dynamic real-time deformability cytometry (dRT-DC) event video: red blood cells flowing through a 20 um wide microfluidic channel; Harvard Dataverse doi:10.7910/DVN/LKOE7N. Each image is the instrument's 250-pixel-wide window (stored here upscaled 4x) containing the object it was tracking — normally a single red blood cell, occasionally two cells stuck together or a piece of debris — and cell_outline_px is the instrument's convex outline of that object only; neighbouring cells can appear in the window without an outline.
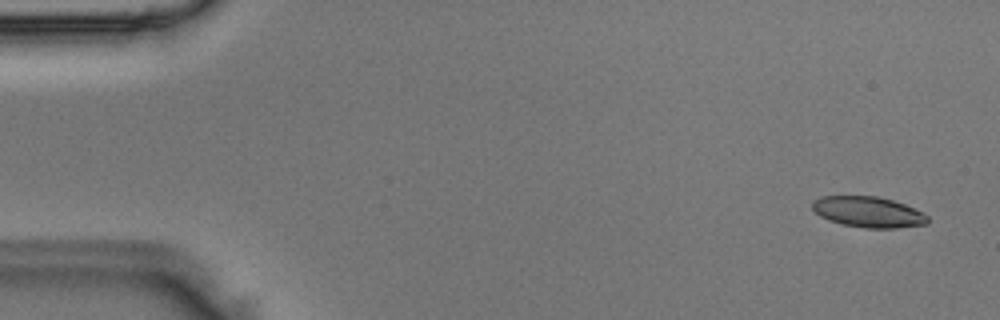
{"species": "Egyptian fruit bat (a non-hibernating species)", "species_latin": "Rousettus aegyptiacus", "temperature_condition": "room temperature", "stored_images_in_passage": 5, "camera_frame_rate_fps": 3000, "um_per_image_px": 0.085, "animal": {"sex": "male"}, "frame": {"image": 1, "passage_image": 1, "time_ms": 0.0, "image_size_px": [1000, 320], "cell_outline_px": [[928, 224], [896, 228], [864, 228], [844, 224], [828, 220], [820, 216], [812, 208], [812, 200], [820, 196], [876, 196], [892, 200], [904, 204], [928, 216]], "centroid_in_image_um": [73.77, 18.02], "position_along_channel_um": 11.2, "area_um2": 20.58}}